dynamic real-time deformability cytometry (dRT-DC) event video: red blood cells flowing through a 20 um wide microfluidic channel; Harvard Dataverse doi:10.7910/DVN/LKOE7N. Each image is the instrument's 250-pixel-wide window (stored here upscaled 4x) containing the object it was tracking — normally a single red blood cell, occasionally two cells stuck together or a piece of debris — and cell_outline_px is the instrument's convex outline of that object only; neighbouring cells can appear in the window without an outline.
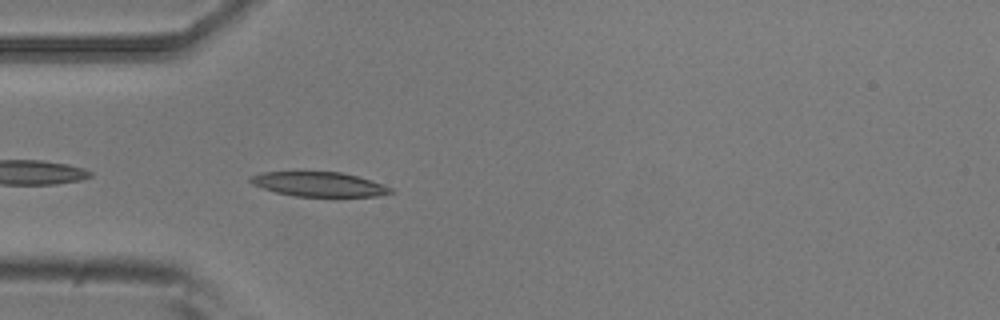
{"species": "common noctule bat (a hibernating species)", "species_latin": "Nyctalus noctula", "temperature_condition": "room temperature", "stored_images_in_passage": 5, "camera_frame_rate_fps": 3000, "um_per_image_px": 0.085, "animal": {"sex": "male", "body_mass_g": 20.5, "forearm_length_mm": 52.5}, "frame": {"image": 1, "passage_image": 5, "time_ms": 1.333, "image_size_px": [1000, 320], "cell_outline_px": [[396, 192], [376, 196], [296, 196], [276, 192], [252, 184], [248, 180], [248, 176], [264, 172], [340, 172], [372, 180], [384, 184], [392, 188]], "centroid_in_image_um": [27.13, 15.66], "position_along_channel_um": 57.9, "area_um2": 19.94}}